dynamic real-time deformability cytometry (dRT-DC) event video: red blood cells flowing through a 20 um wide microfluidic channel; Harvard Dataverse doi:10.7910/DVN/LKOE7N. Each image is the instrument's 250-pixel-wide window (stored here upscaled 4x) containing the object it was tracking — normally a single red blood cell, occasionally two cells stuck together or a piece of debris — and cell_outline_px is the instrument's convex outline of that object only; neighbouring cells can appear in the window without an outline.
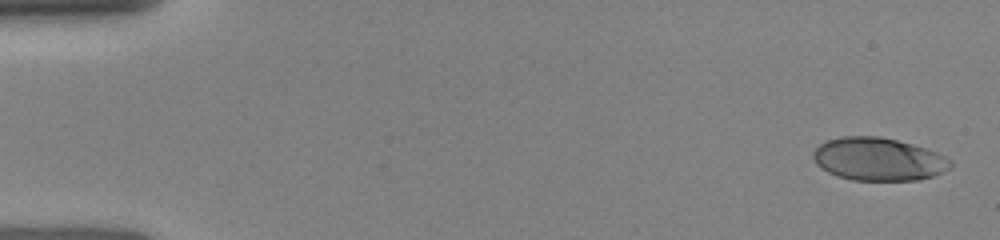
{"species": "human", "species_latin": "Homo sapiens", "temperature_condition": "room temperature", "stored_images_in_passage": 54, "camera_frame_rate_fps": 3000, "um_per_image_px": 0.085, "donor": {"sex": "female"}, "frame": {"image": 1, "passage_image": 1, "time_ms": 0.0, "image_size_px": [1000, 240], "cell_outline_px": [[952, 168], [932, 176], [916, 180], [852, 180], [836, 176], [828, 172], [816, 164], [812, 156], [812, 152], [820, 144], [828, 140], [840, 136], [880, 136], [912, 144], [936, 152], [952, 160]], "centroid_in_image_um": [74.65, 13.53], "position_along_channel_um": 10.4, "area_um2": 34.39}}
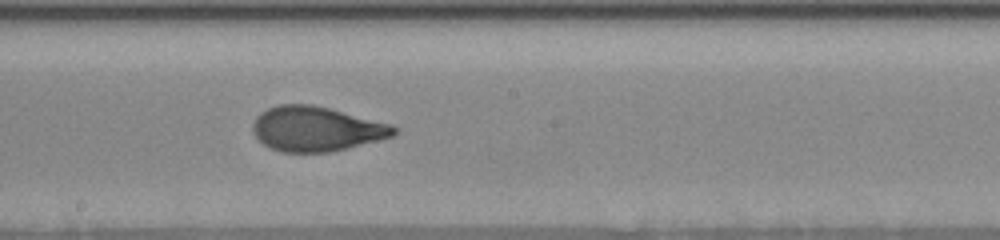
{"frame": {"image": 2, "passage_image": 31, "time_ms": 8.333, "image_size_px": [1000, 240], "cell_outline_px": [[396, 132], [392, 136], [348, 148], [328, 152], [280, 152], [264, 144], [252, 132], [252, 124], [256, 116], [260, 112], [268, 108], [280, 104], [312, 104], [392, 124], [396, 128]], "centroid_in_image_um": [26.85, 10.95], "position_along_channel_um": 221.4, "area_um2": 36.59}}
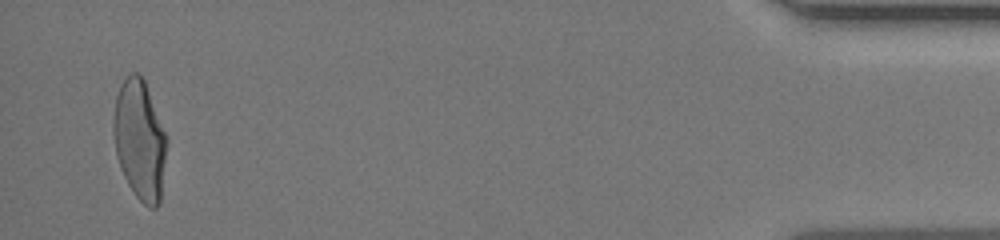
{"frame": {"image": 3, "passage_image": 54, "time_ms": 15.0, "image_size_px": [1000, 240], "cell_outline_px": [[168, 140], [160, 204], [156, 208], [148, 208], [136, 196], [128, 184], [120, 168], [116, 156], [112, 132], [112, 120], [116, 96], [120, 84], [132, 72], [140, 72], [144, 80]], "centroid_in_image_um": [11.86, 11.91], "position_along_channel_um": 423.3, "area_um2": 37.51}}